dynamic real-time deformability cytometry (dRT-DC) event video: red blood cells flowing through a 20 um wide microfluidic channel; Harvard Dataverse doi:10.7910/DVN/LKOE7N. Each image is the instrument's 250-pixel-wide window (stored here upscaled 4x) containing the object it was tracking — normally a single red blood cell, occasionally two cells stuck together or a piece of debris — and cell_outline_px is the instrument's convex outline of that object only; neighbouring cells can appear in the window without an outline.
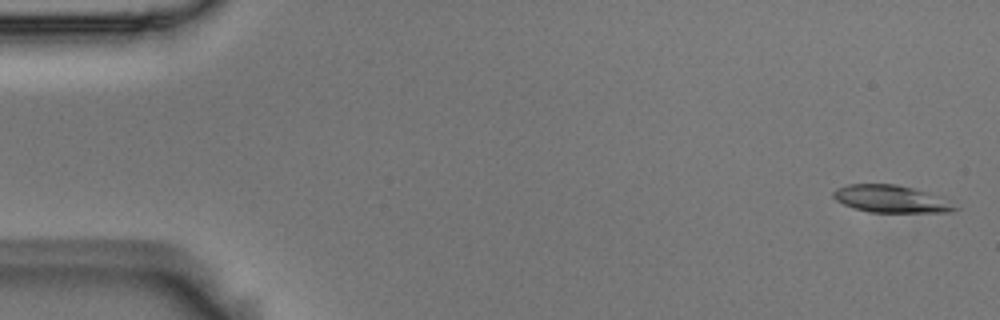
{"species": "Egyptian fruit bat (a non-hibernating species)", "species_latin": "Rousettus aegyptiacus", "temperature_condition": "room temperature", "stored_images_in_passage": 4, "camera_frame_rate_fps": 3000, "um_per_image_px": 0.085, "animal": {"sex": "male"}, "frame": {"image": 1, "passage_image": 1, "time_ms": 0.0, "image_size_px": [1000, 320], "cell_outline_px": [[960, 208], [948, 212], [872, 212], [856, 208], [844, 204], [836, 200], [832, 196], [832, 192], [836, 188], [848, 184], [896, 184], [912, 188], [924, 192]], "centroid_in_image_um": [75.62, 16.9], "position_along_channel_um": 9.4, "area_um2": 18.73}}
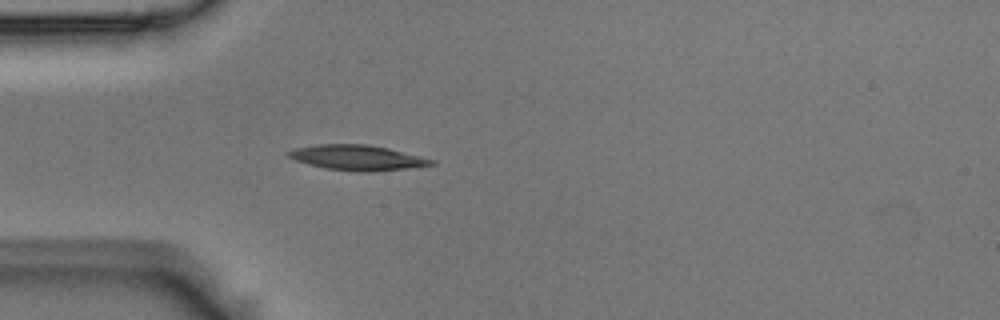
{"frame": {"image": 2, "passage_image": 4, "time_ms": 1.0, "image_size_px": [1000, 320], "cell_outline_px": [[436, 164], [408, 168], [368, 172], [360, 172], [328, 168], [308, 164], [296, 160], [288, 156], [284, 152], [296, 148], [316, 144], [368, 144], [388, 148], [436, 160]], "centroid_in_image_um": [30.37, 13.39], "position_along_channel_um": 54.6, "area_um2": 20.87}}